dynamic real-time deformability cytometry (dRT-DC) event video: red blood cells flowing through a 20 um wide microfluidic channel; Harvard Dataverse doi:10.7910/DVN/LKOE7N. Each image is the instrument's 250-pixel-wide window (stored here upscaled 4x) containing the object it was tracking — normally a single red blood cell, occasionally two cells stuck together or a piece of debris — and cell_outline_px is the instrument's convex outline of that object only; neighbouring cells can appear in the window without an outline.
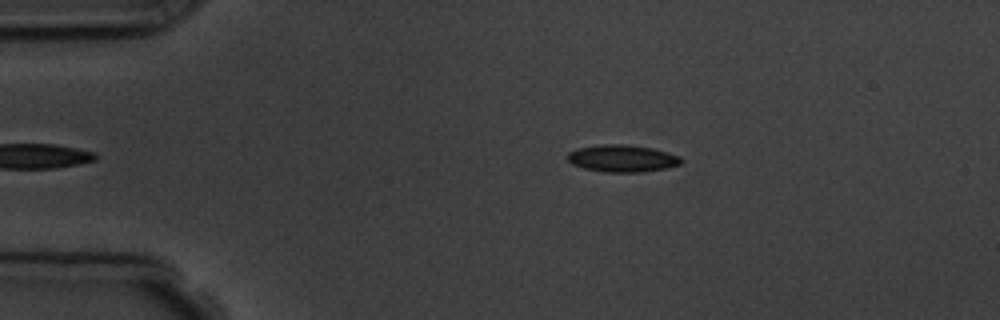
{"species": "common noctule bat (a hibernating species)", "species_latin": "Nyctalus noctula", "temperature_condition": "room temperature", "stored_images_in_passage": 5, "camera_frame_rate_fps": 3000, "um_per_image_px": 0.085, "animal": {"sex": "male", "body_mass_g": 19.5, "forearm_length_mm": 54.6}, "frame": {"image": 1, "passage_image": 5, "time_ms": 4.333, "image_size_px": [1000, 320], "cell_outline_px": [[684, 160], [680, 164], [664, 168], [640, 172], [604, 172], [584, 168], [572, 164], [568, 160], [568, 152], [576, 148], [604, 144], [624, 144], [652, 148], [680, 156]], "centroid_in_image_um": [52.88, 13.46], "position_along_channel_um": 32.1, "area_um2": 17.86}}